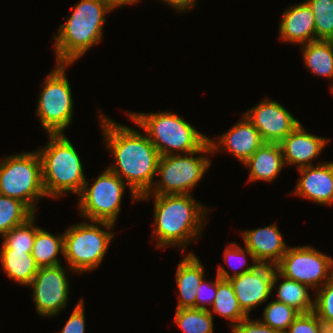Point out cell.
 I'll return each mask as SVG.
<instances>
[{
    "instance_id": "39",
    "label": "cell",
    "mask_w": 333,
    "mask_h": 333,
    "mask_svg": "<svg viewBox=\"0 0 333 333\" xmlns=\"http://www.w3.org/2000/svg\"><path fill=\"white\" fill-rule=\"evenodd\" d=\"M114 9L121 7V6H125V5H131V4H135L141 0H106Z\"/></svg>"
},
{
    "instance_id": "30",
    "label": "cell",
    "mask_w": 333,
    "mask_h": 333,
    "mask_svg": "<svg viewBox=\"0 0 333 333\" xmlns=\"http://www.w3.org/2000/svg\"><path fill=\"white\" fill-rule=\"evenodd\" d=\"M35 214L23 224L15 226L3 236L1 249H14L32 252L34 239L37 230L40 228L34 225Z\"/></svg>"
},
{
    "instance_id": "12",
    "label": "cell",
    "mask_w": 333,
    "mask_h": 333,
    "mask_svg": "<svg viewBox=\"0 0 333 333\" xmlns=\"http://www.w3.org/2000/svg\"><path fill=\"white\" fill-rule=\"evenodd\" d=\"M66 269L60 264L38 269L30 285L33 289V300L38 315L54 316L67 305L69 281Z\"/></svg>"
},
{
    "instance_id": "40",
    "label": "cell",
    "mask_w": 333,
    "mask_h": 333,
    "mask_svg": "<svg viewBox=\"0 0 333 333\" xmlns=\"http://www.w3.org/2000/svg\"><path fill=\"white\" fill-rule=\"evenodd\" d=\"M324 333H333V322L324 325Z\"/></svg>"
},
{
    "instance_id": "31",
    "label": "cell",
    "mask_w": 333,
    "mask_h": 333,
    "mask_svg": "<svg viewBox=\"0 0 333 333\" xmlns=\"http://www.w3.org/2000/svg\"><path fill=\"white\" fill-rule=\"evenodd\" d=\"M299 314L295 308L274 300L265 306L263 321L259 320L268 327L285 333Z\"/></svg>"
},
{
    "instance_id": "22",
    "label": "cell",
    "mask_w": 333,
    "mask_h": 333,
    "mask_svg": "<svg viewBox=\"0 0 333 333\" xmlns=\"http://www.w3.org/2000/svg\"><path fill=\"white\" fill-rule=\"evenodd\" d=\"M0 262L10 279L28 287L39 269L31 253L27 251L1 249Z\"/></svg>"
},
{
    "instance_id": "5",
    "label": "cell",
    "mask_w": 333,
    "mask_h": 333,
    "mask_svg": "<svg viewBox=\"0 0 333 333\" xmlns=\"http://www.w3.org/2000/svg\"><path fill=\"white\" fill-rule=\"evenodd\" d=\"M127 115L144 130V134H147L160 156L198 151L209 138L179 115L169 111L129 112Z\"/></svg>"
},
{
    "instance_id": "23",
    "label": "cell",
    "mask_w": 333,
    "mask_h": 333,
    "mask_svg": "<svg viewBox=\"0 0 333 333\" xmlns=\"http://www.w3.org/2000/svg\"><path fill=\"white\" fill-rule=\"evenodd\" d=\"M305 66L314 75L333 81V40L317 39L302 45ZM333 90V85L331 86Z\"/></svg>"
},
{
    "instance_id": "28",
    "label": "cell",
    "mask_w": 333,
    "mask_h": 333,
    "mask_svg": "<svg viewBox=\"0 0 333 333\" xmlns=\"http://www.w3.org/2000/svg\"><path fill=\"white\" fill-rule=\"evenodd\" d=\"M175 323L183 333H213V316L208 309H176Z\"/></svg>"
},
{
    "instance_id": "16",
    "label": "cell",
    "mask_w": 333,
    "mask_h": 333,
    "mask_svg": "<svg viewBox=\"0 0 333 333\" xmlns=\"http://www.w3.org/2000/svg\"><path fill=\"white\" fill-rule=\"evenodd\" d=\"M293 194L321 205L333 204V162L299 168Z\"/></svg>"
},
{
    "instance_id": "6",
    "label": "cell",
    "mask_w": 333,
    "mask_h": 333,
    "mask_svg": "<svg viewBox=\"0 0 333 333\" xmlns=\"http://www.w3.org/2000/svg\"><path fill=\"white\" fill-rule=\"evenodd\" d=\"M212 153V148L207 141L198 151L185 154L160 156L157 175L160 181L154 182L151 190L140 196V200L149 201L152 193L156 195L191 194L199 181L203 178L211 165V159L206 155ZM199 156H194V155ZM207 157V158H206Z\"/></svg>"
},
{
    "instance_id": "35",
    "label": "cell",
    "mask_w": 333,
    "mask_h": 333,
    "mask_svg": "<svg viewBox=\"0 0 333 333\" xmlns=\"http://www.w3.org/2000/svg\"><path fill=\"white\" fill-rule=\"evenodd\" d=\"M217 293V277L214 282L202 279L196 293L195 309H208L206 306H212ZM206 305V306H205Z\"/></svg>"
},
{
    "instance_id": "10",
    "label": "cell",
    "mask_w": 333,
    "mask_h": 333,
    "mask_svg": "<svg viewBox=\"0 0 333 333\" xmlns=\"http://www.w3.org/2000/svg\"><path fill=\"white\" fill-rule=\"evenodd\" d=\"M126 184L108 168L97 177L91 187L86 179L78 195V209L82 217L89 221L115 224L121 210Z\"/></svg>"
},
{
    "instance_id": "29",
    "label": "cell",
    "mask_w": 333,
    "mask_h": 333,
    "mask_svg": "<svg viewBox=\"0 0 333 333\" xmlns=\"http://www.w3.org/2000/svg\"><path fill=\"white\" fill-rule=\"evenodd\" d=\"M247 255H249L250 259L253 261V265L249 264V266H247L248 265L246 264ZM223 257L225 263L228 265V267H230V270L234 271V274L231 275L227 271V269H225V267L219 265L217 269V275L223 280H229L232 277L239 276L245 272L251 271L258 265L253 256V253L246 247L245 249L241 248V246H239L236 242H231L230 245L226 246ZM233 261L234 262L238 261L237 263L240 264L238 265ZM232 262L234 263V265ZM240 268L241 270H238Z\"/></svg>"
},
{
    "instance_id": "32",
    "label": "cell",
    "mask_w": 333,
    "mask_h": 333,
    "mask_svg": "<svg viewBox=\"0 0 333 333\" xmlns=\"http://www.w3.org/2000/svg\"><path fill=\"white\" fill-rule=\"evenodd\" d=\"M311 7L316 40H333V0H305Z\"/></svg>"
},
{
    "instance_id": "13",
    "label": "cell",
    "mask_w": 333,
    "mask_h": 333,
    "mask_svg": "<svg viewBox=\"0 0 333 333\" xmlns=\"http://www.w3.org/2000/svg\"><path fill=\"white\" fill-rule=\"evenodd\" d=\"M259 131L264 142L280 143L300 121L276 100L263 99L244 113Z\"/></svg>"
},
{
    "instance_id": "2",
    "label": "cell",
    "mask_w": 333,
    "mask_h": 333,
    "mask_svg": "<svg viewBox=\"0 0 333 333\" xmlns=\"http://www.w3.org/2000/svg\"><path fill=\"white\" fill-rule=\"evenodd\" d=\"M191 195L153 194L152 237L157 238V248L177 246L184 252L192 241L199 239L208 211Z\"/></svg>"
},
{
    "instance_id": "20",
    "label": "cell",
    "mask_w": 333,
    "mask_h": 333,
    "mask_svg": "<svg viewBox=\"0 0 333 333\" xmlns=\"http://www.w3.org/2000/svg\"><path fill=\"white\" fill-rule=\"evenodd\" d=\"M243 164L250 171L248 182H272L285 166L280 144L264 142Z\"/></svg>"
},
{
    "instance_id": "8",
    "label": "cell",
    "mask_w": 333,
    "mask_h": 333,
    "mask_svg": "<svg viewBox=\"0 0 333 333\" xmlns=\"http://www.w3.org/2000/svg\"><path fill=\"white\" fill-rule=\"evenodd\" d=\"M0 195L20 200L36 213V202L47 197L38 151L18 153L0 161Z\"/></svg>"
},
{
    "instance_id": "11",
    "label": "cell",
    "mask_w": 333,
    "mask_h": 333,
    "mask_svg": "<svg viewBox=\"0 0 333 333\" xmlns=\"http://www.w3.org/2000/svg\"><path fill=\"white\" fill-rule=\"evenodd\" d=\"M276 270L283 277L318 290L333 276V258L312 246L289 247Z\"/></svg>"
},
{
    "instance_id": "26",
    "label": "cell",
    "mask_w": 333,
    "mask_h": 333,
    "mask_svg": "<svg viewBox=\"0 0 333 333\" xmlns=\"http://www.w3.org/2000/svg\"><path fill=\"white\" fill-rule=\"evenodd\" d=\"M217 276V293L212 304L211 315L213 313L224 317L226 320L232 321L230 326L238 324L248 316L242 311L239 306L238 300L235 296L232 284L229 280H223Z\"/></svg>"
},
{
    "instance_id": "14",
    "label": "cell",
    "mask_w": 333,
    "mask_h": 333,
    "mask_svg": "<svg viewBox=\"0 0 333 333\" xmlns=\"http://www.w3.org/2000/svg\"><path fill=\"white\" fill-rule=\"evenodd\" d=\"M275 270L276 266L258 264L253 270L229 279L239 306L248 317L252 309L271 296Z\"/></svg>"
},
{
    "instance_id": "17",
    "label": "cell",
    "mask_w": 333,
    "mask_h": 333,
    "mask_svg": "<svg viewBox=\"0 0 333 333\" xmlns=\"http://www.w3.org/2000/svg\"><path fill=\"white\" fill-rule=\"evenodd\" d=\"M328 142L326 138L307 132L300 123L279 144L285 165H296L299 169L313 166L312 160L318 157Z\"/></svg>"
},
{
    "instance_id": "27",
    "label": "cell",
    "mask_w": 333,
    "mask_h": 333,
    "mask_svg": "<svg viewBox=\"0 0 333 333\" xmlns=\"http://www.w3.org/2000/svg\"><path fill=\"white\" fill-rule=\"evenodd\" d=\"M35 213L20 200L0 195V235L23 224Z\"/></svg>"
},
{
    "instance_id": "34",
    "label": "cell",
    "mask_w": 333,
    "mask_h": 333,
    "mask_svg": "<svg viewBox=\"0 0 333 333\" xmlns=\"http://www.w3.org/2000/svg\"><path fill=\"white\" fill-rule=\"evenodd\" d=\"M285 333H324V324L314 312L300 313Z\"/></svg>"
},
{
    "instance_id": "18",
    "label": "cell",
    "mask_w": 333,
    "mask_h": 333,
    "mask_svg": "<svg viewBox=\"0 0 333 333\" xmlns=\"http://www.w3.org/2000/svg\"><path fill=\"white\" fill-rule=\"evenodd\" d=\"M241 234L245 247L253 253L258 264L276 266L289 248L275 223L263 228L245 230Z\"/></svg>"
},
{
    "instance_id": "9",
    "label": "cell",
    "mask_w": 333,
    "mask_h": 333,
    "mask_svg": "<svg viewBox=\"0 0 333 333\" xmlns=\"http://www.w3.org/2000/svg\"><path fill=\"white\" fill-rule=\"evenodd\" d=\"M71 64L57 63L39 93L36 114L47 134H64L69 127L73 114V98L66 67Z\"/></svg>"
},
{
    "instance_id": "24",
    "label": "cell",
    "mask_w": 333,
    "mask_h": 333,
    "mask_svg": "<svg viewBox=\"0 0 333 333\" xmlns=\"http://www.w3.org/2000/svg\"><path fill=\"white\" fill-rule=\"evenodd\" d=\"M279 277L283 280L277 290L276 301L285 303L295 308L300 313H310L314 311V300L312 301L311 295H309V286L299 283L297 281L283 277L277 270L274 272L272 279V291L277 285Z\"/></svg>"
},
{
    "instance_id": "3",
    "label": "cell",
    "mask_w": 333,
    "mask_h": 333,
    "mask_svg": "<svg viewBox=\"0 0 333 333\" xmlns=\"http://www.w3.org/2000/svg\"><path fill=\"white\" fill-rule=\"evenodd\" d=\"M54 36L57 63L73 64L102 40L105 15L114 10L106 0H81Z\"/></svg>"
},
{
    "instance_id": "36",
    "label": "cell",
    "mask_w": 333,
    "mask_h": 333,
    "mask_svg": "<svg viewBox=\"0 0 333 333\" xmlns=\"http://www.w3.org/2000/svg\"><path fill=\"white\" fill-rule=\"evenodd\" d=\"M85 311L83 299H80L59 333H85Z\"/></svg>"
},
{
    "instance_id": "19",
    "label": "cell",
    "mask_w": 333,
    "mask_h": 333,
    "mask_svg": "<svg viewBox=\"0 0 333 333\" xmlns=\"http://www.w3.org/2000/svg\"><path fill=\"white\" fill-rule=\"evenodd\" d=\"M279 32L280 39L284 42L304 45L316 40L313 12L306 1L291 5L285 10Z\"/></svg>"
},
{
    "instance_id": "21",
    "label": "cell",
    "mask_w": 333,
    "mask_h": 333,
    "mask_svg": "<svg viewBox=\"0 0 333 333\" xmlns=\"http://www.w3.org/2000/svg\"><path fill=\"white\" fill-rule=\"evenodd\" d=\"M177 267L175 279L179 301L176 309L195 308L197 289L204 278V267L192 251L186 254Z\"/></svg>"
},
{
    "instance_id": "25",
    "label": "cell",
    "mask_w": 333,
    "mask_h": 333,
    "mask_svg": "<svg viewBox=\"0 0 333 333\" xmlns=\"http://www.w3.org/2000/svg\"><path fill=\"white\" fill-rule=\"evenodd\" d=\"M58 254L64 255V234L54 236L40 227L36 232L31 252L36 265L39 268L60 265Z\"/></svg>"
},
{
    "instance_id": "38",
    "label": "cell",
    "mask_w": 333,
    "mask_h": 333,
    "mask_svg": "<svg viewBox=\"0 0 333 333\" xmlns=\"http://www.w3.org/2000/svg\"><path fill=\"white\" fill-rule=\"evenodd\" d=\"M166 4L170 5L173 9L178 12H185L190 10V8L196 7V0H162Z\"/></svg>"
},
{
    "instance_id": "7",
    "label": "cell",
    "mask_w": 333,
    "mask_h": 333,
    "mask_svg": "<svg viewBox=\"0 0 333 333\" xmlns=\"http://www.w3.org/2000/svg\"><path fill=\"white\" fill-rule=\"evenodd\" d=\"M106 230L101 229L98 225ZM114 224L107 222H81L73 224L64 234V258L71 272L84 273L94 270L107 254L114 232Z\"/></svg>"
},
{
    "instance_id": "37",
    "label": "cell",
    "mask_w": 333,
    "mask_h": 333,
    "mask_svg": "<svg viewBox=\"0 0 333 333\" xmlns=\"http://www.w3.org/2000/svg\"><path fill=\"white\" fill-rule=\"evenodd\" d=\"M231 329L232 333H283L279 330L268 327L259 319L252 320L250 317H247L238 324L231 326Z\"/></svg>"
},
{
    "instance_id": "33",
    "label": "cell",
    "mask_w": 333,
    "mask_h": 333,
    "mask_svg": "<svg viewBox=\"0 0 333 333\" xmlns=\"http://www.w3.org/2000/svg\"><path fill=\"white\" fill-rule=\"evenodd\" d=\"M316 292L313 312L324 325L333 322V276Z\"/></svg>"
},
{
    "instance_id": "4",
    "label": "cell",
    "mask_w": 333,
    "mask_h": 333,
    "mask_svg": "<svg viewBox=\"0 0 333 333\" xmlns=\"http://www.w3.org/2000/svg\"><path fill=\"white\" fill-rule=\"evenodd\" d=\"M49 142L38 150L42 162V182L48 196L60 198L83 189L86 177L82 161L65 134H48Z\"/></svg>"
},
{
    "instance_id": "1",
    "label": "cell",
    "mask_w": 333,
    "mask_h": 333,
    "mask_svg": "<svg viewBox=\"0 0 333 333\" xmlns=\"http://www.w3.org/2000/svg\"><path fill=\"white\" fill-rule=\"evenodd\" d=\"M99 115L106 147L115 160L108 169L127 181L134 202L140 200V196L148 193L154 185L160 153L147 134L116 123L106 115Z\"/></svg>"
},
{
    "instance_id": "15",
    "label": "cell",
    "mask_w": 333,
    "mask_h": 333,
    "mask_svg": "<svg viewBox=\"0 0 333 333\" xmlns=\"http://www.w3.org/2000/svg\"><path fill=\"white\" fill-rule=\"evenodd\" d=\"M242 118V121L234 124L226 133L219 136L218 140L208 138L212 154L225 150L243 164L264 143L259 131L247 116L243 114Z\"/></svg>"
}]
</instances>
